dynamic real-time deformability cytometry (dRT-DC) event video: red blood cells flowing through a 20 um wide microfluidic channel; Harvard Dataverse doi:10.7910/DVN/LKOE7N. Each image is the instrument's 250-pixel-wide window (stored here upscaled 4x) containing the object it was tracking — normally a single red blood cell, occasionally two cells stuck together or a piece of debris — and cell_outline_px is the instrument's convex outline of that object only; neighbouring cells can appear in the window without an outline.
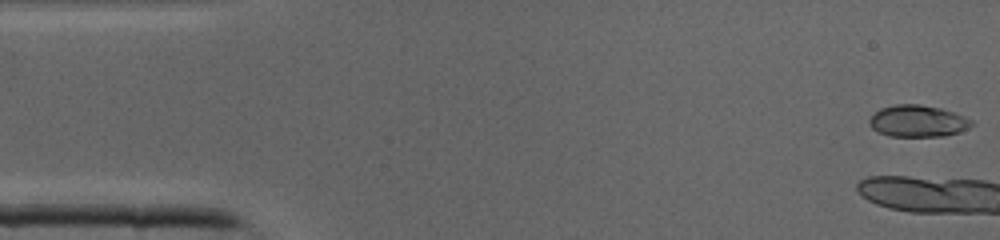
{"species": "common noctule bat (a hibernating species)", "species_latin": "Nyctalus noctula", "temperature_condition": "cold", "stored_images_in_passage": 6, "camera_frame_rate_fps": 3000, "um_per_image_px": 0.085, "animal": {"sex": "male", "body_mass_g": 19.0, "forearm_length_mm": 50.8}, "frame": {"image": 1, "passage_image": 1, "time_ms": 0.0, "image_size_px": [1000, 240], "cell_outline_px": [[972, 124], [968, 128], [960, 132], [944, 136], [888, 136], [872, 128], [868, 120], [880, 108], [896, 104], [920, 104], [940, 108], [964, 116], [972, 120]], "centroid_in_image_um": [78.01, 10.29], "position_along_channel_um": 7.0, "area_um2": 18.79}}